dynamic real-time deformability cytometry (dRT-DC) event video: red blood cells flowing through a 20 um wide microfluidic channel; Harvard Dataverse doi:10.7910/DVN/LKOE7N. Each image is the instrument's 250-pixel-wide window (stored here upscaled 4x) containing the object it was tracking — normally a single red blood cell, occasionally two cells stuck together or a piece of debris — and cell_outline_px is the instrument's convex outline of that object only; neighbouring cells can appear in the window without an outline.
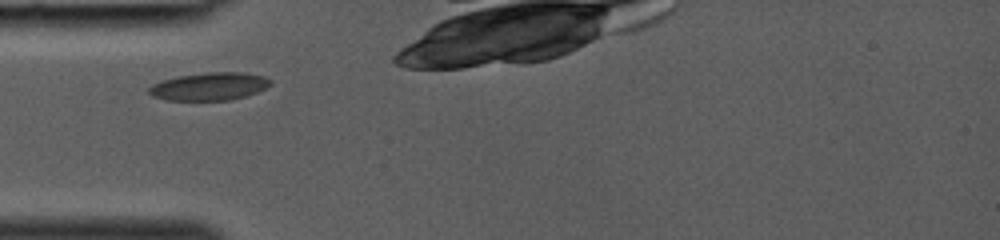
{"species": "common noctule bat (a hibernating species)", "species_latin": "Nyctalus noctula", "temperature_condition": "room temperature", "stored_images_in_passage": 21, "camera_frame_rate_fps": 3000, "um_per_image_px": 0.085, "animal": {"sex": "female", "body_mass_g": 19.0, "forearm_length_mm": 53.3}, "frame": {"image": 1, "passage_image": 1, "time_ms": 0.0, "image_size_px": [1000, 240], "cell_outline_px": [[272, 84], [256, 92], [232, 100], [168, 100], [152, 96], [148, 92], [148, 88], [152, 84], [160, 80], [176, 76], [204, 72], [244, 72], [264, 76], [272, 80]], "centroid_in_image_um": [17.77, 7.33], "position_along_channel_um": 67.2, "area_um2": 19.88}}
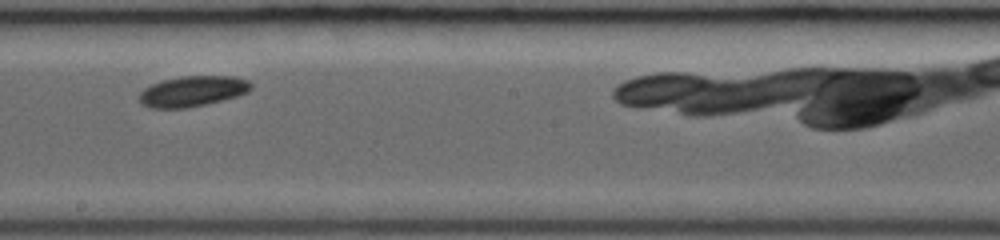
{"frame": {"image": 2, "passage_image": 11, "time_ms": 3.333, "image_size_px": [1000, 240], "cell_outline_px": [[252, 88], [248, 92], [236, 96], [188, 108], [148, 108], [140, 104], [140, 92], [144, 88], [152, 84], [164, 80], [184, 76], [236, 76], [248, 80], [252, 84]], "centroid_in_image_um": [16.37, 7.75], "position_along_channel_um": 231.8, "area_um2": 19.83}}
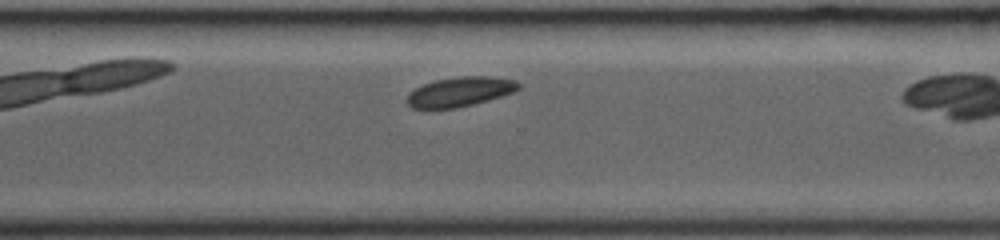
{"frame": {"image": 3, "passage_image": 17, "time_ms": 5.333, "image_size_px": [1000, 240], "cell_outline_px": [[520, 88], [512, 92], [488, 100], [456, 108], [412, 108], [404, 100], [416, 88], [424, 84], [436, 80], [460, 76], [488, 76], [516, 80], [520, 84]], "centroid_in_image_um": [39.1, 7.79], "position_along_channel_um": 331.5, "area_um2": 18.96}}